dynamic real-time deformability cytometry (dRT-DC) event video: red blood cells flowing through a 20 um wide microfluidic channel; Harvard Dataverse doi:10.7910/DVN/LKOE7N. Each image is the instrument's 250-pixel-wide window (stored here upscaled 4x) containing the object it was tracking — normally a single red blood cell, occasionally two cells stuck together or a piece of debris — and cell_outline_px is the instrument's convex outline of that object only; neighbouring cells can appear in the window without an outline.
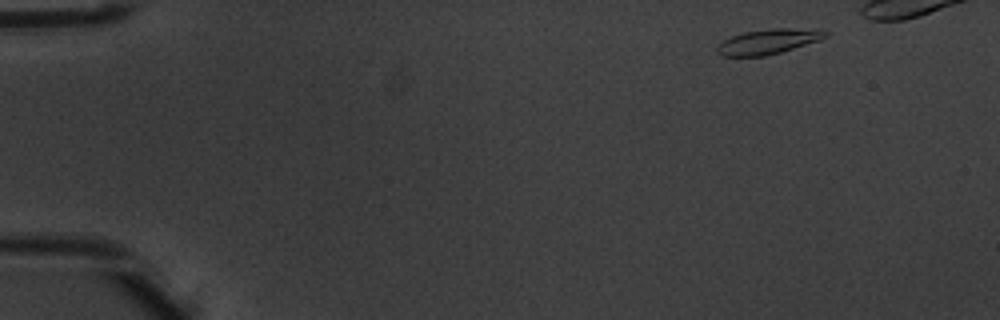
{"species": "common noctule bat (a hibernating species)", "species_latin": "Nyctalus noctula", "temperature_condition": "warm", "stored_images_in_passage": 4, "camera_frame_rate_fps": 3000, "um_per_image_px": 0.085, "animal": {"sex": "male", "body_mass_g": 20.1, "forearm_length_mm": 53.5}, "frame": {"image": 1, "passage_image": 1, "time_ms": 0.0, "image_size_px": [1000, 320], "cell_outline_px": [[828, 36], [820, 40], [780, 52], [764, 56], [720, 56], [716, 52], [716, 44], [732, 36], [744, 32], [772, 28], [788, 28], [828, 32]], "centroid_in_image_um": [65.21, 3.55], "position_along_channel_um": 19.8, "area_um2": 15.55}}